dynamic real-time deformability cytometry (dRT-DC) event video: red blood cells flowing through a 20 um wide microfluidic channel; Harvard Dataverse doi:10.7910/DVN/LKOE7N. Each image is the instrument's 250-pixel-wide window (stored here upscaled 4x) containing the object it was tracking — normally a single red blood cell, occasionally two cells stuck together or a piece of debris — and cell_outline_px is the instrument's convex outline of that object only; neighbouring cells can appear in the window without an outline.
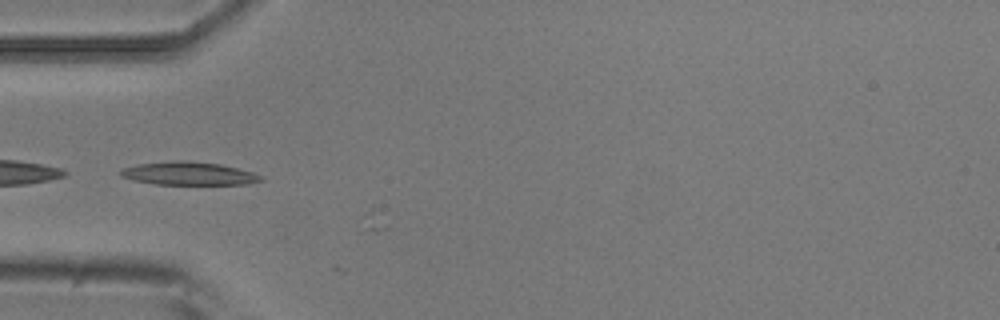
{"species": "common noctule bat (a hibernating species)", "species_latin": "Nyctalus noctula", "temperature_condition": "room temperature", "stored_images_in_passage": 18, "camera_frame_rate_fps": 3000, "um_per_image_px": 0.085, "animal": {"sex": "male", "body_mass_g": 20.5, "forearm_length_mm": 52.5}, "frame": {"image": 1, "passage_image": 17, "time_ms": 5.333, "image_size_px": [1000, 320], "cell_outline_px": [[264, 180], [248, 184], [156, 184], [136, 180], [120, 176], [120, 172], [124, 168], [140, 164], [172, 160], [188, 160], [220, 164], [252, 172], [260, 176]], "centroid_in_image_um": [16.06, 14.74], "position_along_channel_um": 68.9, "area_um2": 18.67}}